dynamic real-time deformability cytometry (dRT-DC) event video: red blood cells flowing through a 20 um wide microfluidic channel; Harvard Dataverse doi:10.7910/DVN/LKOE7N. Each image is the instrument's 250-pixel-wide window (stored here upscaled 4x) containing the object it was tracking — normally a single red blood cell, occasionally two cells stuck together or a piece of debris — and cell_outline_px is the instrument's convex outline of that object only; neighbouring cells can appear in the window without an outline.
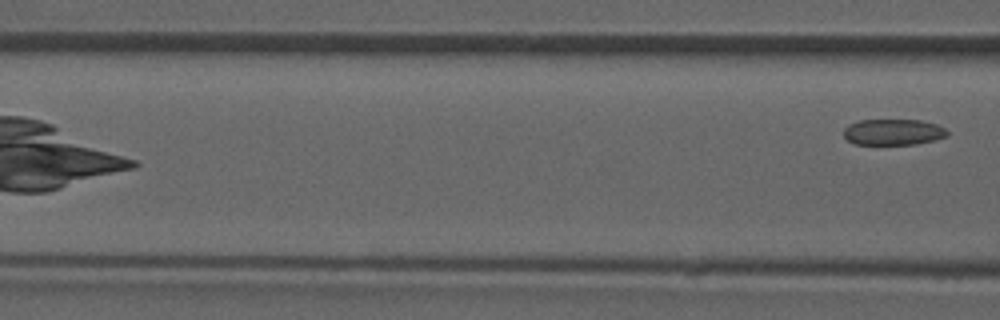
{"species": "common noctule bat (a hibernating species)", "species_latin": "Nyctalus noctula", "temperature_condition": "room temperature", "stored_images_in_passage": 7, "camera_frame_rate_fps": 3000, "um_per_image_px": 0.085, "animal": {"sex": "male", "forearm_length_mm": 52.5}, "frame": {"image": 1, "passage_image": 7, "time_ms": 7.333, "image_size_px": [1000, 320], "cell_outline_px": [[948, 136], [916, 144], [856, 144], [848, 140], [844, 136], [844, 128], [848, 124], [860, 120], [920, 120], [936, 124], [944, 128], [948, 132]], "centroid_in_image_um": [75.91, 11.22], "position_along_channel_um": 90.7, "area_um2": 15.61}}